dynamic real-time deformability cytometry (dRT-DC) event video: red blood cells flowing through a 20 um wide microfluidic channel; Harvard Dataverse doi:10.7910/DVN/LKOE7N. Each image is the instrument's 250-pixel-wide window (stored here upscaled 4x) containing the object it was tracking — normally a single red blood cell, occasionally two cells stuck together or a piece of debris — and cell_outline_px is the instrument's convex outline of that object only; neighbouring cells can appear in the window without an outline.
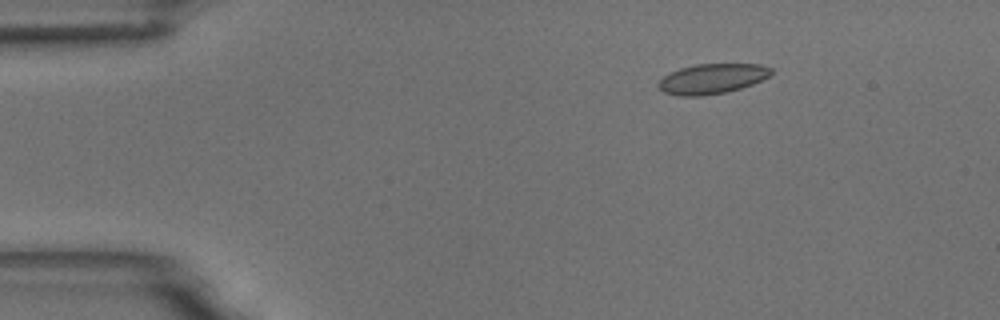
{"species": "common noctule bat (a hibernating species)", "species_latin": "Nyctalus noctula", "temperature_condition": "room temperature", "stored_images_in_passage": 6, "camera_frame_rate_fps": 3000, "um_per_image_px": 0.085, "animal": {"sex": "male", "body_mass_g": 18.8}, "frame": {"image": 1, "passage_image": 2, "time_ms": 2.0, "image_size_px": [1000, 320], "cell_outline_px": [[772, 72], [768, 76], [752, 84], [728, 92], [700, 96], [676, 96], [664, 92], [656, 84], [668, 72], [680, 68], [696, 64], [760, 64], [772, 68]], "centroid_in_image_um": [60.49, 6.69], "position_along_channel_um": 24.5, "area_um2": 19.77}}
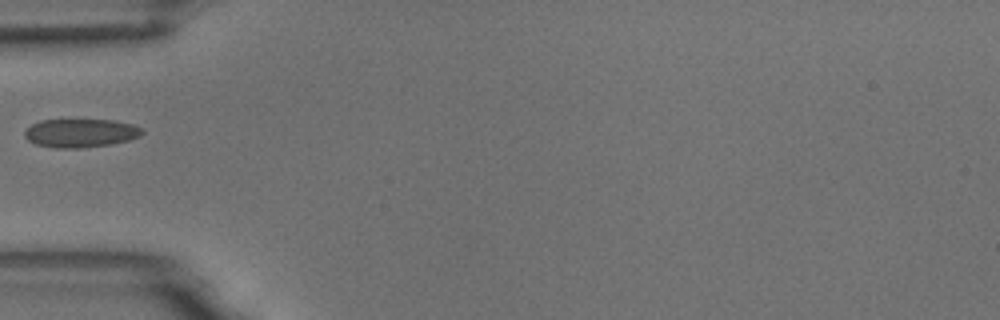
{"frame": {"image": 2, "passage_image": 5, "time_ms": 5.333, "image_size_px": [1000, 320], "cell_outline_px": [[144, 132], [140, 136], [128, 140], [112, 144], [80, 148], [56, 148], [36, 144], [28, 140], [24, 136], [24, 132], [32, 124], [40, 120], [116, 120], [132, 124], [140, 128]], "centroid_in_image_um": [6.85, 11.31], "position_along_channel_um": 78.2, "area_um2": 19.48}}